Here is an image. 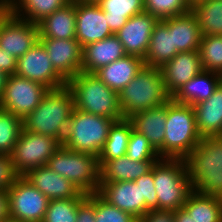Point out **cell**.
<instances>
[{"instance_id": "40", "label": "cell", "mask_w": 222, "mask_h": 222, "mask_svg": "<svg viewBox=\"0 0 222 222\" xmlns=\"http://www.w3.org/2000/svg\"><path fill=\"white\" fill-rule=\"evenodd\" d=\"M142 197L145 199L146 213L149 210H158V199L154 187L153 166L151 170L141 176Z\"/></svg>"}, {"instance_id": "38", "label": "cell", "mask_w": 222, "mask_h": 222, "mask_svg": "<svg viewBox=\"0 0 222 222\" xmlns=\"http://www.w3.org/2000/svg\"><path fill=\"white\" fill-rule=\"evenodd\" d=\"M126 156L134 161L161 159L158 152L149 143L148 139L133 129L129 138Z\"/></svg>"}, {"instance_id": "36", "label": "cell", "mask_w": 222, "mask_h": 222, "mask_svg": "<svg viewBox=\"0 0 222 222\" xmlns=\"http://www.w3.org/2000/svg\"><path fill=\"white\" fill-rule=\"evenodd\" d=\"M85 198L50 200L42 222H76L78 205Z\"/></svg>"}, {"instance_id": "31", "label": "cell", "mask_w": 222, "mask_h": 222, "mask_svg": "<svg viewBox=\"0 0 222 222\" xmlns=\"http://www.w3.org/2000/svg\"><path fill=\"white\" fill-rule=\"evenodd\" d=\"M99 6L105 12L107 24L114 35L128 18L144 11L143 0H102Z\"/></svg>"}, {"instance_id": "45", "label": "cell", "mask_w": 222, "mask_h": 222, "mask_svg": "<svg viewBox=\"0 0 222 222\" xmlns=\"http://www.w3.org/2000/svg\"><path fill=\"white\" fill-rule=\"evenodd\" d=\"M10 217L9 195L7 190H0V221Z\"/></svg>"}, {"instance_id": "1", "label": "cell", "mask_w": 222, "mask_h": 222, "mask_svg": "<svg viewBox=\"0 0 222 222\" xmlns=\"http://www.w3.org/2000/svg\"><path fill=\"white\" fill-rule=\"evenodd\" d=\"M74 108L73 93L67 85L49 89L40 104L24 118L23 128L51 136L62 144Z\"/></svg>"}, {"instance_id": "11", "label": "cell", "mask_w": 222, "mask_h": 222, "mask_svg": "<svg viewBox=\"0 0 222 222\" xmlns=\"http://www.w3.org/2000/svg\"><path fill=\"white\" fill-rule=\"evenodd\" d=\"M48 91L49 88L41 83L13 74L8 76L0 104L5 110L24 120Z\"/></svg>"}, {"instance_id": "28", "label": "cell", "mask_w": 222, "mask_h": 222, "mask_svg": "<svg viewBox=\"0 0 222 222\" xmlns=\"http://www.w3.org/2000/svg\"><path fill=\"white\" fill-rule=\"evenodd\" d=\"M221 81L222 75L203 70L184 84L171 99L179 104L196 105L210 98Z\"/></svg>"}, {"instance_id": "16", "label": "cell", "mask_w": 222, "mask_h": 222, "mask_svg": "<svg viewBox=\"0 0 222 222\" xmlns=\"http://www.w3.org/2000/svg\"><path fill=\"white\" fill-rule=\"evenodd\" d=\"M113 35L99 4L76 0V40L82 47Z\"/></svg>"}, {"instance_id": "33", "label": "cell", "mask_w": 222, "mask_h": 222, "mask_svg": "<svg viewBox=\"0 0 222 222\" xmlns=\"http://www.w3.org/2000/svg\"><path fill=\"white\" fill-rule=\"evenodd\" d=\"M132 129V124L127 118L115 121L110 127L98 160H112L125 156Z\"/></svg>"}, {"instance_id": "21", "label": "cell", "mask_w": 222, "mask_h": 222, "mask_svg": "<svg viewBox=\"0 0 222 222\" xmlns=\"http://www.w3.org/2000/svg\"><path fill=\"white\" fill-rule=\"evenodd\" d=\"M157 161H134L126 155L112 160H98L100 166V183L134 181L148 173Z\"/></svg>"}, {"instance_id": "3", "label": "cell", "mask_w": 222, "mask_h": 222, "mask_svg": "<svg viewBox=\"0 0 222 222\" xmlns=\"http://www.w3.org/2000/svg\"><path fill=\"white\" fill-rule=\"evenodd\" d=\"M191 105L167 102V119L163 146L157 151L161 158L185 159L201 141Z\"/></svg>"}, {"instance_id": "14", "label": "cell", "mask_w": 222, "mask_h": 222, "mask_svg": "<svg viewBox=\"0 0 222 222\" xmlns=\"http://www.w3.org/2000/svg\"><path fill=\"white\" fill-rule=\"evenodd\" d=\"M55 71L68 82L82 71L83 47L74 39L39 38Z\"/></svg>"}, {"instance_id": "32", "label": "cell", "mask_w": 222, "mask_h": 222, "mask_svg": "<svg viewBox=\"0 0 222 222\" xmlns=\"http://www.w3.org/2000/svg\"><path fill=\"white\" fill-rule=\"evenodd\" d=\"M202 36L222 35V0H202L191 6Z\"/></svg>"}, {"instance_id": "37", "label": "cell", "mask_w": 222, "mask_h": 222, "mask_svg": "<svg viewBox=\"0 0 222 222\" xmlns=\"http://www.w3.org/2000/svg\"><path fill=\"white\" fill-rule=\"evenodd\" d=\"M144 11L158 20L179 16L191 11L186 0H143Z\"/></svg>"}, {"instance_id": "4", "label": "cell", "mask_w": 222, "mask_h": 222, "mask_svg": "<svg viewBox=\"0 0 222 222\" xmlns=\"http://www.w3.org/2000/svg\"><path fill=\"white\" fill-rule=\"evenodd\" d=\"M67 86L74 97L75 109L115 121L123 119L119 95L93 73L79 72Z\"/></svg>"}, {"instance_id": "24", "label": "cell", "mask_w": 222, "mask_h": 222, "mask_svg": "<svg viewBox=\"0 0 222 222\" xmlns=\"http://www.w3.org/2000/svg\"><path fill=\"white\" fill-rule=\"evenodd\" d=\"M127 119L131 122L133 130L144 135L156 151L163 146L167 103L158 108L137 112Z\"/></svg>"}, {"instance_id": "5", "label": "cell", "mask_w": 222, "mask_h": 222, "mask_svg": "<svg viewBox=\"0 0 222 222\" xmlns=\"http://www.w3.org/2000/svg\"><path fill=\"white\" fill-rule=\"evenodd\" d=\"M123 118L165 105L168 95L160 68L144 65L132 81L118 94Z\"/></svg>"}, {"instance_id": "9", "label": "cell", "mask_w": 222, "mask_h": 222, "mask_svg": "<svg viewBox=\"0 0 222 222\" xmlns=\"http://www.w3.org/2000/svg\"><path fill=\"white\" fill-rule=\"evenodd\" d=\"M62 144L55 138L22 129L10 154L15 172L24 176L29 170L47 164Z\"/></svg>"}, {"instance_id": "48", "label": "cell", "mask_w": 222, "mask_h": 222, "mask_svg": "<svg viewBox=\"0 0 222 222\" xmlns=\"http://www.w3.org/2000/svg\"><path fill=\"white\" fill-rule=\"evenodd\" d=\"M8 76L6 73L3 71H0V99L2 97L3 91L5 89V85L8 79Z\"/></svg>"}, {"instance_id": "8", "label": "cell", "mask_w": 222, "mask_h": 222, "mask_svg": "<svg viewBox=\"0 0 222 222\" xmlns=\"http://www.w3.org/2000/svg\"><path fill=\"white\" fill-rule=\"evenodd\" d=\"M46 165L58 175L70 180L82 193H98L100 166L97 156L71 151L61 145Z\"/></svg>"}, {"instance_id": "35", "label": "cell", "mask_w": 222, "mask_h": 222, "mask_svg": "<svg viewBox=\"0 0 222 222\" xmlns=\"http://www.w3.org/2000/svg\"><path fill=\"white\" fill-rule=\"evenodd\" d=\"M198 52L204 71L222 75V35L202 36Z\"/></svg>"}, {"instance_id": "30", "label": "cell", "mask_w": 222, "mask_h": 222, "mask_svg": "<svg viewBox=\"0 0 222 222\" xmlns=\"http://www.w3.org/2000/svg\"><path fill=\"white\" fill-rule=\"evenodd\" d=\"M71 0H12L11 12L18 18L38 24L45 17L65 6Z\"/></svg>"}, {"instance_id": "49", "label": "cell", "mask_w": 222, "mask_h": 222, "mask_svg": "<svg viewBox=\"0 0 222 222\" xmlns=\"http://www.w3.org/2000/svg\"><path fill=\"white\" fill-rule=\"evenodd\" d=\"M3 222H24V221H21V220H18V219H14L12 217H9L5 220H3Z\"/></svg>"}, {"instance_id": "7", "label": "cell", "mask_w": 222, "mask_h": 222, "mask_svg": "<svg viewBox=\"0 0 222 222\" xmlns=\"http://www.w3.org/2000/svg\"><path fill=\"white\" fill-rule=\"evenodd\" d=\"M115 120L75 109L69 120L62 146L99 156Z\"/></svg>"}, {"instance_id": "26", "label": "cell", "mask_w": 222, "mask_h": 222, "mask_svg": "<svg viewBox=\"0 0 222 222\" xmlns=\"http://www.w3.org/2000/svg\"><path fill=\"white\" fill-rule=\"evenodd\" d=\"M173 32L174 47L179 52L198 51L201 42V30L195 15L186 14L164 19Z\"/></svg>"}, {"instance_id": "2", "label": "cell", "mask_w": 222, "mask_h": 222, "mask_svg": "<svg viewBox=\"0 0 222 222\" xmlns=\"http://www.w3.org/2000/svg\"><path fill=\"white\" fill-rule=\"evenodd\" d=\"M185 161L193 190L222 198V135L201 138Z\"/></svg>"}, {"instance_id": "41", "label": "cell", "mask_w": 222, "mask_h": 222, "mask_svg": "<svg viewBox=\"0 0 222 222\" xmlns=\"http://www.w3.org/2000/svg\"><path fill=\"white\" fill-rule=\"evenodd\" d=\"M18 177L10 155L0 154V190H8Z\"/></svg>"}, {"instance_id": "10", "label": "cell", "mask_w": 222, "mask_h": 222, "mask_svg": "<svg viewBox=\"0 0 222 222\" xmlns=\"http://www.w3.org/2000/svg\"><path fill=\"white\" fill-rule=\"evenodd\" d=\"M10 217L24 222H42L49 199L24 176H19L7 190Z\"/></svg>"}, {"instance_id": "50", "label": "cell", "mask_w": 222, "mask_h": 222, "mask_svg": "<svg viewBox=\"0 0 222 222\" xmlns=\"http://www.w3.org/2000/svg\"><path fill=\"white\" fill-rule=\"evenodd\" d=\"M82 1L87 2V3L99 4V2H101L102 0H82Z\"/></svg>"}, {"instance_id": "22", "label": "cell", "mask_w": 222, "mask_h": 222, "mask_svg": "<svg viewBox=\"0 0 222 222\" xmlns=\"http://www.w3.org/2000/svg\"><path fill=\"white\" fill-rule=\"evenodd\" d=\"M144 65L143 58L126 54L124 57L99 68L93 74L119 94Z\"/></svg>"}, {"instance_id": "52", "label": "cell", "mask_w": 222, "mask_h": 222, "mask_svg": "<svg viewBox=\"0 0 222 222\" xmlns=\"http://www.w3.org/2000/svg\"><path fill=\"white\" fill-rule=\"evenodd\" d=\"M12 0H0V2L10 3Z\"/></svg>"}, {"instance_id": "19", "label": "cell", "mask_w": 222, "mask_h": 222, "mask_svg": "<svg viewBox=\"0 0 222 222\" xmlns=\"http://www.w3.org/2000/svg\"><path fill=\"white\" fill-rule=\"evenodd\" d=\"M24 177L49 200L87 197L70 180L58 175L47 165L29 170Z\"/></svg>"}, {"instance_id": "23", "label": "cell", "mask_w": 222, "mask_h": 222, "mask_svg": "<svg viewBox=\"0 0 222 222\" xmlns=\"http://www.w3.org/2000/svg\"><path fill=\"white\" fill-rule=\"evenodd\" d=\"M126 55L122 43L113 35L83 47L82 72L94 73Z\"/></svg>"}, {"instance_id": "25", "label": "cell", "mask_w": 222, "mask_h": 222, "mask_svg": "<svg viewBox=\"0 0 222 222\" xmlns=\"http://www.w3.org/2000/svg\"><path fill=\"white\" fill-rule=\"evenodd\" d=\"M39 38H76V0H71L62 8L38 23Z\"/></svg>"}, {"instance_id": "6", "label": "cell", "mask_w": 222, "mask_h": 222, "mask_svg": "<svg viewBox=\"0 0 222 222\" xmlns=\"http://www.w3.org/2000/svg\"><path fill=\"white\" fill-rule=\"evenodd\" d=\"M158 210L182 208L193 191L185 159L161 158L153 165Z\"/></svg>"}, {"instance_id": "47", "label": "cell", "mask_w": 222, "mask_h": 222, "mask_svg": "<svg viewBox=\"0 0 222 222\" xmlns=\"http://www.w3.org/2000/svg\"><path fill=\"white\" fill-rule=\"evenodd\" d=\"M11 13V6L9 3L0 2V27L3 20Z\"/></svg>"}, {"instance_id": "44", "label": "cell", "mask_w": 222, "mask_h": 222, "mask_svg": "<svg viewBox=\"0 0 222 222\" xmlns=\"http://www.w3.org/2000/svg\"><path fill=\"white\" fill-rule=\"evenodd\" d=\"M17 59L13 55H8L0 48V71L7 75H13L16 72Z\"/></svg>"}, {"instance_id": "46", "label": "cell", "mask_w": 222, "mask_h": 222, "mask_svg": "<svg viewBox=\"0 0 222 222\" xmlns=\"http://www.w3.org/2000/svg\"><path fill=\"white\" fill-rule=\"evenodd\" d=\"M175 222H196L183 208L174 211Z\"/></svg>"}, {"instance_id": "18", "label": "cell", "mask_w": 222, "mask_h": 222, "mask_svg": "<svg viewBox=\"0 0 222 222\" xmlns=\"http://www.w3.org/2000/svg\"><path fill=\"white\" fill-rule=\"evenodd\" d=\"M160 71L165 89L172 98L184 84L203 71L199 52H178Z\"/></svg>"}, {"instance_id": "27", "label": "cell", "mask_w": 222, "mask_h": 222, "mask_svg": "<svg viewBox=\"0 0 222 222\" xmlns=\"http://www.w3.org/2000/svg\"><path fill=\"white\" fill-rule=\"evenodd\" d=\"M179 51L174 47L173 32L164 20L155 24L150 43L143 58L144 64L150 67L161 68L169 62Z\"/></svg>"}, {"instance_id": "43", "label": "cell", "mask_w": 222, "mask_h": 222, "mask_svg": "<svg viewBox=\"0 0 222 222\" xmlns=\"http://www.w3.org/2000/svg\"><path fill=\"white\" fill-rule=\"evenodd\" d=\"M138 222H175L174 211L149 210Z\"/></svg>"}, {"instance_id": "39", "label": "cell", "mask_w": 222, "mask_h": 222, "mask_svg": "<svg viewBox=\"0 0 222 222\" xmlns=\"http://www.w3.org/2000/svg\"><path fill=\"white\" fill-rule=\"evenodd\" d=\"M95 222H138L131 213L109 204L95 193Z\"/></svg>"}, {"instance_id": "29", "label": "cell", "mask_w": 222, "mask_h": 222, "mask_svg": "<svg viewBox=\"0 0 222 222\" xmlns=\"http://www.w3.org/2000/svg\"><path fill=\"white\" fill-rule=\"evenodd\" d=\"M182 208L196 222H222V198L197 193L189 194Z\"/></svg>"}, {"instance_id": "51", "label": "cell", "mask_w": 222, "mask_h": 222, "mask_svg": "<svg viewBox=\"0 0 222 222\" xmlns=\"http://www.w3.org/2000/svg\"><path fill=\"white\" fill-rule=\"evenodd\" d=\"M187 3L192 6L193 4L197 3L198 1H202V0H186Z\"/></svg>"}, {"instance_id": "12", "label": "cell", "mask_w": 222, "mask_h": 222, "mask_svg": "<svg viewBox=\"0 0 222 222\" xmlns=\"http://www.w3.org/2000/svg\"><path fill=\"white\" fill-rule=\"evenodd\" d=\"M15 75L41 83L49 89L67 85V82L55 71L40 41L17 59Z\"/></svg>"}, {"instance_id": "17", "label": "cell", "mask_w": 222, "mask_h": 222, "mask_svg": "<svg viewBox=\"0 0 222 222\" xmlns=\"http://www.w3.org/2000/svg\"><path fill=\"white\" fill-rule=\"evenodd\" d=\"M157 22L156 17L145 11L128 18L126 24L115 34L125 53L144 58Z\"/></svg>"}, {"instance_id": "20", "label": "cell", "mask_w": 222, "mask_h": 222, "mask_svg": "<svg viewBox=\"0 0 222 222\" xmlns=\"http://www.w3.org/2000/svg\"><path fill=\"white\" fill-rule=\"evenodd\" d=\"M192 107L196 128L202 138L222 135V81L210 98Z\"/></svg>"}, {"instance_id": "13", "label": "cell", "mask_w": 222, "mask_h": 222, "mask_svg": "<svg viewBox=\"0 0 222 222\" xmlns=\"http://www.w3.org/2000/svg\"><path fill=\"white\" fill-rule=\"evenodd\" d=\"M38 24L16 17L12 12L0 27V48L16 59L39 42Z\"/></svg>"}, {"instance_id": "34", "label": "cell", "mask_w": 222, "mask_h": 222, "mask_svg": "<svg viewBox=\"0 0 222 222\" xmlns=\"http://www.w3.org/2000/svg\"><path fill=\"white\" fill-rule=\"evenodd\" d=\"M23 129V120L0 104V154L10 155Z\"/></svg>"}, {"instance_id": "42", "label": "cell", "mask_w": 222, "mask_h": 222, "mask_svg": "<svg viewBox=\"0 0 222 222\" xmlns=\"http://www.w3.org/2000/svg\"><path fill=\"white\" fill-rule=\"evenodd\" d=\"M76 222H95V193L87 194L78 205Z\"/></svg>"}, {"instance_id": "15", "label": "cell", "mask_w": 222, "mask_h": 222, "mask_svg": "<svg viewBox=\"0 0 222 222\" xmlns=\"http://www.w3.org/2000/svg\"><path fill=\"white\" fill-rule=\"evenodd\" d=\"M98 194L109 204L131 213L138 220L146 214L142 197L141 176L134 181L100 183Z\"/></svg>"}]
</instances>
